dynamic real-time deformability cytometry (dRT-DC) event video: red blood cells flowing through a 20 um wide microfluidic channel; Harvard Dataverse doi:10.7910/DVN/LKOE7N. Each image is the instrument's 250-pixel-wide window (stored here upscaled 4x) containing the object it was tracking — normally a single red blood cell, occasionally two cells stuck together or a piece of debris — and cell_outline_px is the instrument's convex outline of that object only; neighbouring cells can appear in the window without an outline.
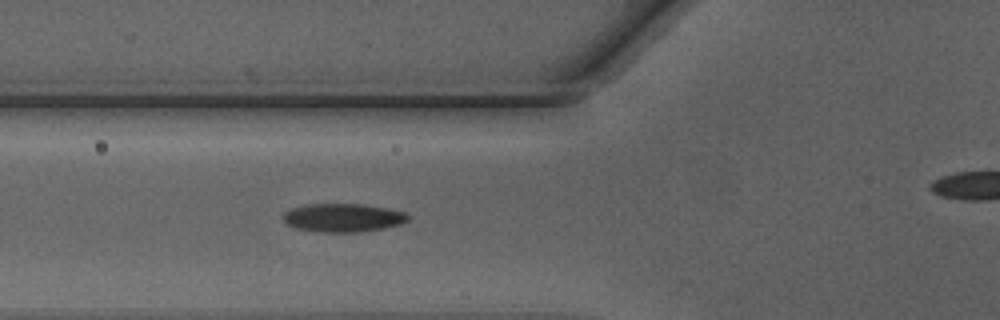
{"species": "Egyptian fruit bat (a non-hibernating species)", "species_latin": "Rousettus aegyptiacus", "temperature_condition": "warm", "stored_images_in_passage": 38, "camera_frame_rate_fps": 3000, "um_per_image_px": 0.085, "animal": {"sex": "male"}, "frame": {"image": 1, "passage_image": 13, "time_ms": 4.0, "image_size_px": [1000, 320], "cell_outline_px": [[408, 220], [400, 224], [384, 228], [356, 232], [324, 232], [296, 228], [288, 224], [284, 220], [284, 212], [292, 208], [304, 204], [360, 204], [388, 208], [404, 212], [408, 216]], "centroid_in_image_um": [29.15, 18.5], "position_along_channel_um": 96.6, "area_um2": 20.46}}
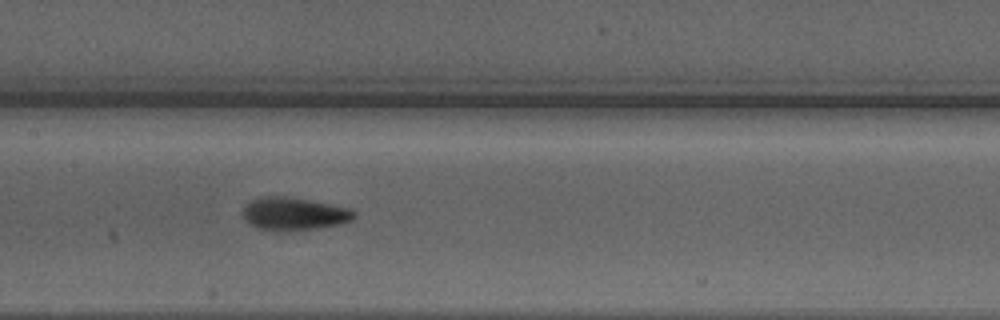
{"frame": {"image": 2, "passage_image": 19, "time_ms": 6.0, "image_size_px": [1000, 320], "cell_outline_px": [[356, 216], [352, 220], [340, 224], [316, 228], [256, 228], [248, 224], [240, 212], [252, 200], [260, 196], [284, 196], [308, 200], [348, 208], [356, 212]], "centroid_in_image_um": [24.97, 18.13], "position_along_channel_um": 182.4, "area_um2": 20.52}}
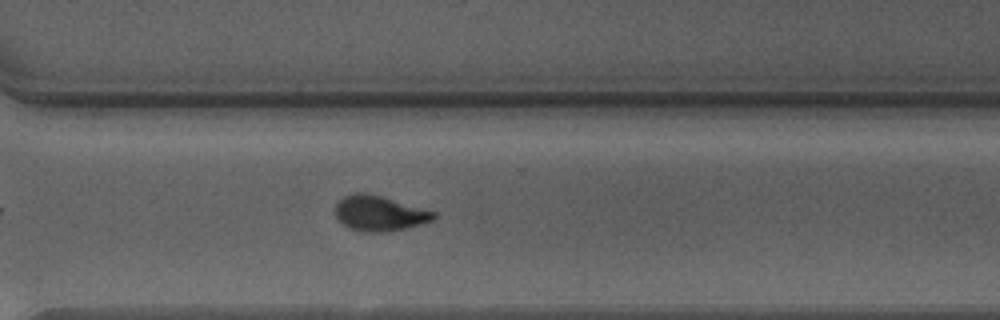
{"frame": {"image": 3, "passage_image": 30, "time_ms": 9.667, "image_size_px": [1000, 320], "cell_outline_px": [[436, 216], [432, 220], [420, 224], [404, 228], [384, 232], [364, 232], [348, 228], [336, 216], [336, 204], [344, 196], [356, 192], [364, 192], [380, 196], [436, 212]], "centroid_in_image_um": [32.23, 18.13], "position_along_channel_um": 338.4, "area_um2": 19.83}}